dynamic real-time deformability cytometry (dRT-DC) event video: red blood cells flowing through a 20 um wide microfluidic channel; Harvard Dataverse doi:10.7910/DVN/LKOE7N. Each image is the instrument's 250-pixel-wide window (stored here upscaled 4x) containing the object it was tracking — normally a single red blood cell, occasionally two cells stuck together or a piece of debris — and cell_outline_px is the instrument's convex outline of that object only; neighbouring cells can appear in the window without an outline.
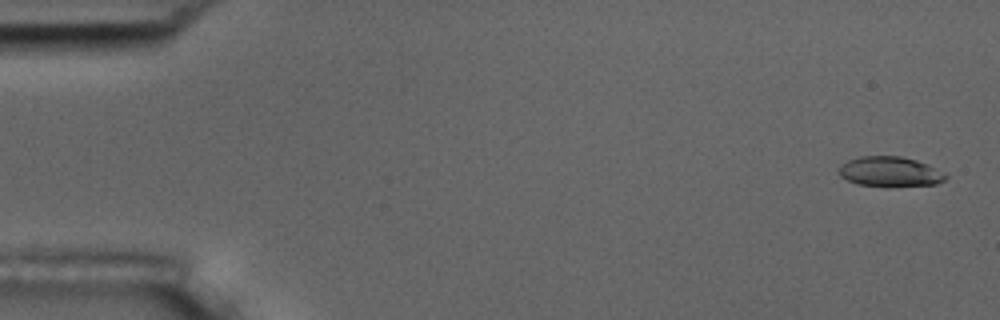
{"species": "common noctule bat (a hibernating species)", "species_latin": "Nyctalus noctula", "temperature_condition": "room temperature", "stored_images_in_passage": 54, "camera_frame_rate_fps": 3000, "um_per_image_px": 0.085, "animal": {"sex": "male", "body_mass_g": 17.5, "forearm_length_mm": 52.3}, "frame": {"image": 1, "passage_image": 2, "time_ms": 0.333, "image_size_px": [1000, 320], "cell_outline_px": [[948, 176], [944, 180], [936, 184], [888, 188], [856, 184], [840, 176], [836, 172], [840, 164], [848, 160], [860, 156], [900, 156], [916, 160], [928, 164], [944, 172]], "centroid_in_image_um": [75.62, 14.61], "position_along_channel_um": 9.4, "area_um2": 19.25}}
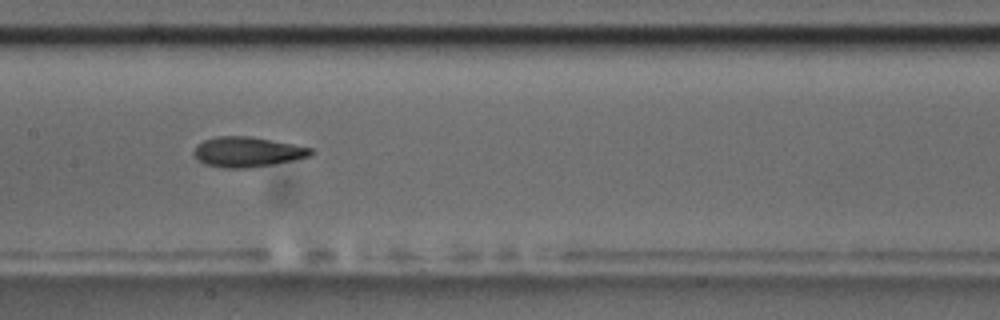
{"frame": {"image": 2, "passage_image": 27, "time_ms": 8.667, "image_size_px": [1000, 320], "cell_outline_px": [[312, 152], [308, 156], [296, 160], [248, 168], [224, 168], [204, 164], [196, 160], [192, 152], [196, 144], [204, 140], [216, 136], [252, 136], [312, 148]], "centroid_in_image_um": [20.95, 12.91], "position_along_channel_um": 186.4, "area_um2": 20.63}}
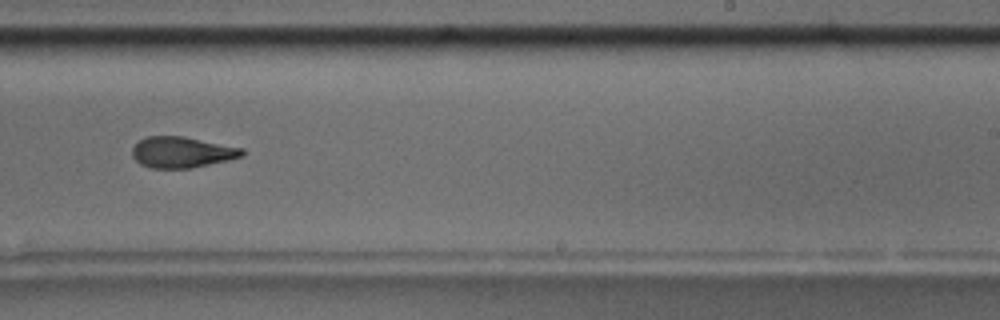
{"frame": {"image": 3, "passage_image": 34, "time_ms": 11.0, "image_size_px": [1000, 320], "cell_outline_px": [[244, 156], [228, 160], [192, 168], [152, 168], [140, 164], [132, 156], [132, 148], [140, 140], [148, 136], [184, 136], [244, 148]], "centroid_in_image_um": [15.48, 12.94], "position_along_channel_um": 273.5, "area_um2": 19.88}, "authors_computed_cell_mechanics": {"area_um2": 20.0566, "velocity_mm_per_s": 3.755, "shape_relaxation_time_tau1_ms": 4.0449, "shape_relaxation_time_tau2_ms": 2.3888, "deformation_change_tau1": 0.1794, "deformation_change_tau2": 0.1131}}